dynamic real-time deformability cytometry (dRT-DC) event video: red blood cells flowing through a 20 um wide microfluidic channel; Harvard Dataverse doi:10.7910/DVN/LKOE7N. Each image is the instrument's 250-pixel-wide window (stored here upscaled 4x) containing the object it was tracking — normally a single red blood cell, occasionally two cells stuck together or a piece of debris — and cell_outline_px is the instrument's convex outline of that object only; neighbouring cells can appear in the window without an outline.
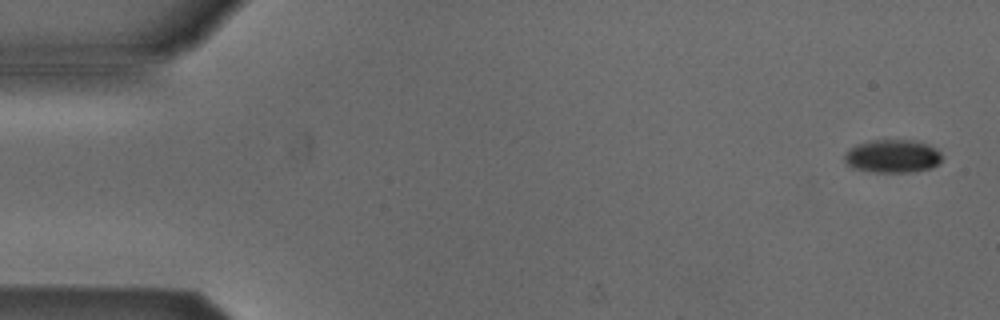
{"species": "Egyptian fruit bat (a non-hibernating species)", "species_latin": "Rousettus aegyptiacus", "temperature_condition": "cold", "stored_images_in_passage": 4, "camera_frame_rate_fps": 3000, "um_per_image_px": 0.085, "animal": {"sex": "male"}, "frame": {"image": 1, "passage_image": 1, "time_ms": 0.0, "image_size_px": [1000, 320], "cell_outline_px": [[940, 164], [932, 168], [916, 172], [868, 172], [852, 168], [844, 160], [844, 156], [848, 148], [856, 144], [872, 140], [912, 140], [928, 144], [936, 148], [940, 152]], "centroid_in_image_um": [75.86, 13.28], "position_along_channel_um": 9.1, "area_um2": 19.13}}